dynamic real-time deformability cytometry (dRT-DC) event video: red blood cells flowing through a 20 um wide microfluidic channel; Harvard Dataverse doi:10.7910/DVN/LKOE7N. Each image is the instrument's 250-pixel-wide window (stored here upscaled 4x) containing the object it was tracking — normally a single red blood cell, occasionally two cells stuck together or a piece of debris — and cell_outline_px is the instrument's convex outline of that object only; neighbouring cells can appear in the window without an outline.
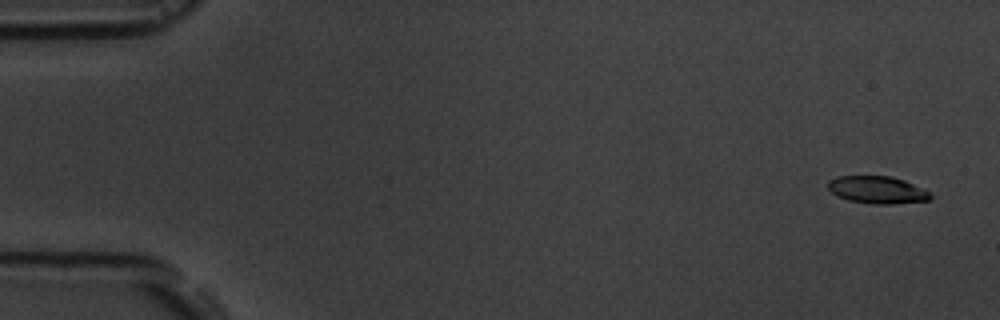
{"species": "common noctule bat (a hibernating species)", "species_latin": "Nyctalus noctula", "temperature_condition": "room temperature", "stored_images_in_passage": 4, "camera_frame_rate_fps": 3000, "um_per_image_px": 0.085, "animal": {"sex": "male", "body_mass_g": 19.5, "forearm_length_mm": 54.6}, "frame": {"image": 1, "passage_image": 1, "time_ms": 0.0, "image_size_px": [1000, 320], "cell_outline_px": [[932, 200], [888, 204], [872, 204], [848, 200], [836, 196], [828, 188], [828, 180], [836, 176], [892, 176], [904, 180], [928, 192], [932, 196]], "centroid_in_image_um": [74.53, 16.14], "position_along_channel_um": 10.5, "area_um2": 16.3}}
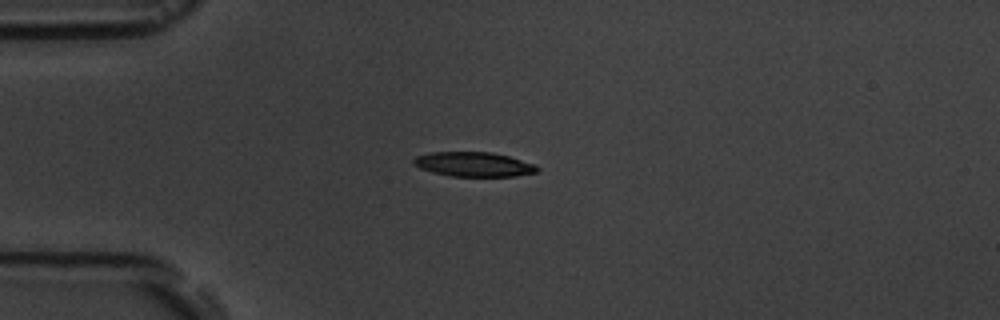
{"frame": {"image": 2, "passage_image": 4, "time_ms": 4.0, "image_size_px": [1000, 320], "cell_outline_px": [[540, 168], [536, 172], [516, 176], [452, 176], [432, 172], [420, 168], [412, 160], [416, 156], [432, 152], [492, 152], [508, 156], [532, 164]], "centroid_in_image_um": [40.25, 13.96], "position_along_channel_um": 44.7, "area_um2": 17.4}}